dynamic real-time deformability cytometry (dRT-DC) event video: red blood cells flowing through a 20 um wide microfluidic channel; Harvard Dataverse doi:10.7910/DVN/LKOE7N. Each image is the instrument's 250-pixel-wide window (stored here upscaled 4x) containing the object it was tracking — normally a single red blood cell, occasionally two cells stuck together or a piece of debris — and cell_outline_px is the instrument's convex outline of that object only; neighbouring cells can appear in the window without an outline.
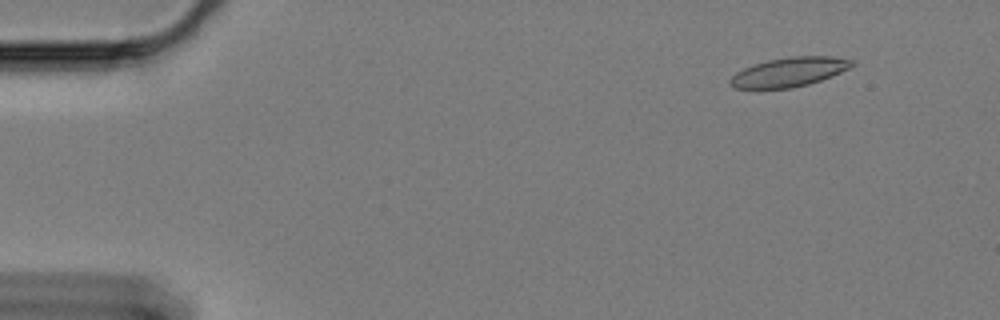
{"species": "Egyptian fruit bat (a non-hibernating species)", "species_latin": "Rousettus aegyptiacus", "temperature_condition": "cold", "stored_images_in_passage": 61, "camera_frame_rate_fps": 3000, "um_per_image_px": 0.085, "animal": {"sex": "female"}, "frame": {"image": 1, "passage_image": 6, "time_ms": 1.667, "image_size_px": [1000, 320], "cell_outline_px": [[856, 64], [832, 76], [808, 84], [792, 88], [736, 88], [728, 84], [728, 80], [736, 72], [752, 64], [768, 60], [788, 56], [832, 56], [856, 60]], "centroid_in_image_um": [67.09, 6.11], "position_along_channel_um": 17.9, "area_um2": 20.87}}
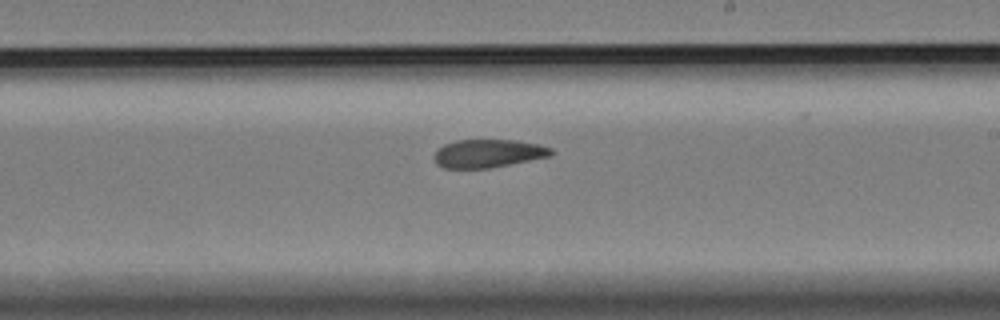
{"frame": {"image": 2, "passage_image": 36, "time_ms": 11.667, "image_size_px": [1000, 320], "cell_outline_px": [[556, 152], [552, 156], [488, 168], [444, 168], [436, 164], [432, 156], [444, 144], [456, 140], [516, 140], [540, 144], [552, 148]], "centroid_in_image_um": [41.52, 13.04], "position_along_channel_um": 247.5, "area_um2": 19.36}}
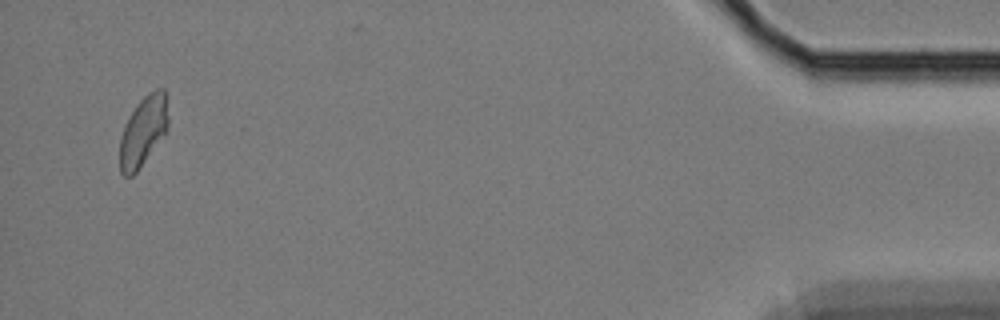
{"frame": {"image": 3, "passage_image": 59, "time_ms": 19.333, "image_size_px": [1000, 320], "cell_outline_px": [[168, 128], [164, 136], [136, 172], [132, 176], [124, 176], [120, 172], [120, 136], [124, 124], [128, 116], [136, 104], [148, 92], [156, 88], [164, 88], [168, 116]], "centroid_in_image_um": [12.16, 11.13], "position_along_channel_um": 423.0, "area_um2": 19.88}, "authors_computed_cell_mechanics": {"area_um2": 20.6924, "velocity_mm_per_s": 3.2872, "shape_relaxation_time_tau1_ms": null, "shape_relaxation_time_tau2_ms": 3.1655, "deformation_change_tau1": null, "deformation_change_tau2": 0.0838}}